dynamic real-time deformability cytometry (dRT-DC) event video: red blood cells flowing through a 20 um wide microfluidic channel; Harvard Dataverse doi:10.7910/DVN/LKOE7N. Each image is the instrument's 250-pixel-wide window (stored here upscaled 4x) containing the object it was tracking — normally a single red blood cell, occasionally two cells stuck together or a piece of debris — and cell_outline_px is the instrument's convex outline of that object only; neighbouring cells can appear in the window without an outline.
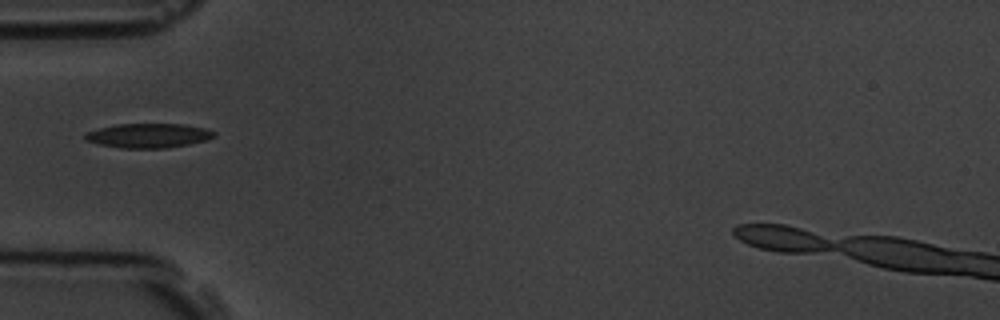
{"species": "common noctule bat (a hibernating species)", "species_latin": "Nyctalus noctula", "temperature_condition": "room temperature", "stored_images_in_passage": 8, "camera_frame_rate_fps": 3000, "um_per_image_px": 0.085, "animal": {"sex": "male", "body_mass_g": 19.5, "forearm_length_mm": 54.6}, "frame": {"image": 1, "passage_image": 5, "time_ms": 4.667, "image_size_px": [1000, 320], "cell_outline_px": [[216, 136], [208, 140], [168, 148], [120, 148], [100, 144], [84, 140], [84, 136], [88, 132], [100, 128], [116, 124], [184, 124], [204, 128], [216, 132]], "centroid_in_image_um": [12.65, 11.53], "position_along_channel_um": 72.3, "area_um2": 18.32}}
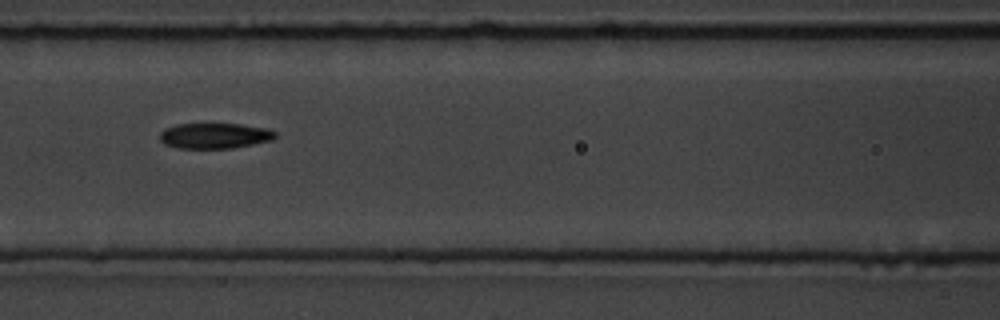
{"frame": {"image": 2, "passage_image": 7, "time_ms": 6.667, "image_size_px": [1000, 320], "cell_outline_px": [[276, 136], [272, 140], [232, 148], [176, 148], [164, 144], [160, 140], [160, 132], [164, 128], [176, 124], [240, 124], [268, 128], [276, 132]], "centroid_in_image_um": [18.23, 11.53], "position_along_channel_um": 148.4, "area_um2": 17.22}}
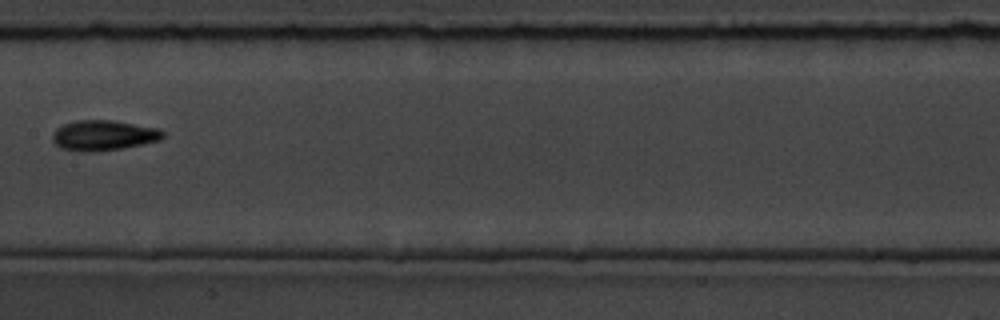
{"frame": {"image": 3, "passage_image": 8, "time_ms": 8.0, "image_size_px": [1000, 320], "cell_outline_px": [[164, 136], [160, 140], [124, 148], [88, 152], [84, 152], [60, 148], [52, 140], [52, 136], [56, 128], [64, 124], [76, 120], [112, 120], [160, 128], [164, 132]], "centroid_in_image_um": [8.81, 11.5], "position_along_channel_um": 198.6, "area_um2": 19.54}}